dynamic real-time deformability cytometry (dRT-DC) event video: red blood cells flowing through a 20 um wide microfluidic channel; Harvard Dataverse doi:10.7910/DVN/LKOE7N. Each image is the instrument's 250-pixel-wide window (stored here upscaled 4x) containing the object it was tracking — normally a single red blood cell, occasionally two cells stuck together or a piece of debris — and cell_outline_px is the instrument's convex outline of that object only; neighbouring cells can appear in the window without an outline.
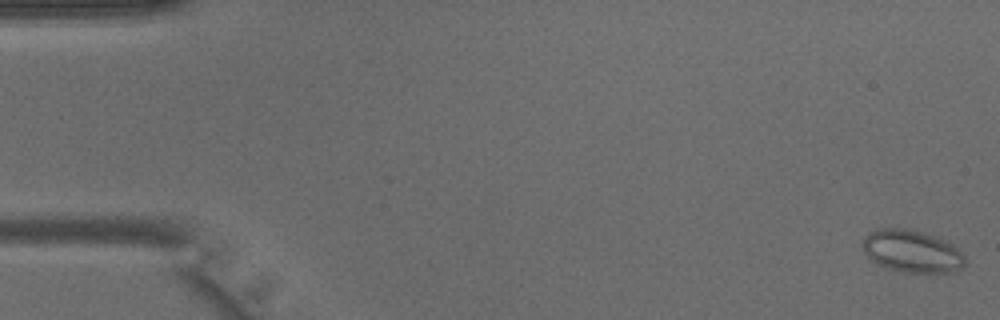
{"species": "common noctule bat (a hibernating species)", "species_latin": "Nyctalus noctula", "temperature_condition": "warm", "stored_images_in_passage": 5, "camera_frame_rate_fps": 3000, "um_per_image_px": 0.085, "animal": {"sex": "male", "body_mass_g": 15.6}, "frame": {"image": 1, "passage_image": 1, "time_ms": 0.0, "image_size_px": [1000, 320], "cell_outline_px": [[964, 264], [956, 272], [904, 272], [884, 268], [876, 264], [864, 252], [860, 244], [864, 236], [868, 232], [876, 228], [904, 228], [924, 232], [940, 236], [952, 244], [964, 256]], "centroid_in_image_um": [77.46, 21.33], "position_along_channel_um": 7.5, "area_um2": 25.72}}